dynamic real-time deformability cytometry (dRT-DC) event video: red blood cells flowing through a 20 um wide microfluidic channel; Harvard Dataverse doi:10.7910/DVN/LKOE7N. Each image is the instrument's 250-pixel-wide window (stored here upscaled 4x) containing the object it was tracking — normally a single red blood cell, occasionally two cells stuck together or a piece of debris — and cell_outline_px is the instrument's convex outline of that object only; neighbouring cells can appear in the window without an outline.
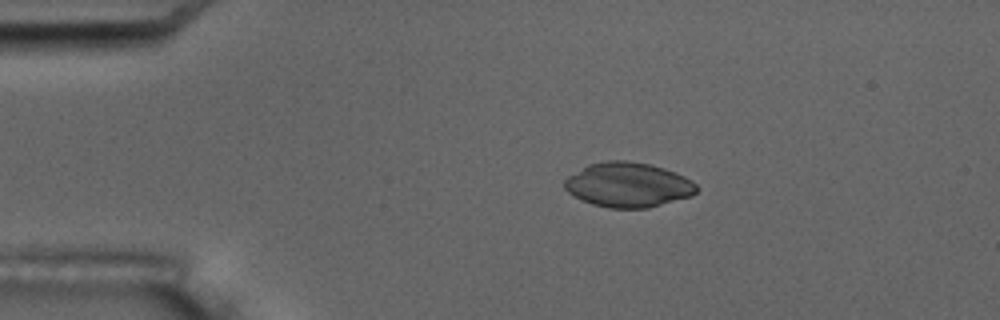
{"species": "common noctule bat (a hibernating species)", "species_latin": "Nyctalus noctula", "temperature_condition": "room temperature", "stored_images_in_passage": 6, "camera_frame_rate_fps": 3000, "um_per_image_px": 0.085, "animal": {"sex": "male", "body_mass_g": 17.5, "forearm_length_mm": 52.3}, "frame": {"image": 1, "passage_image": 3, "time_ms": 3.0, "image_size_px": [1000, 320], "cell_outline_px": [[700, 188], [692, 196], [648, 208], [608, 208], [592, 204], [568, 192], [564, 188], [564, 180], [568, 176], [588, 164], [604, 160], [624, 160], [652, 164], [676, 172], [692, 180]], "centroid_in_image_um": [53.42, 15.7], "position_along_channel_um": 31.6, "area_um2": 34.62}}